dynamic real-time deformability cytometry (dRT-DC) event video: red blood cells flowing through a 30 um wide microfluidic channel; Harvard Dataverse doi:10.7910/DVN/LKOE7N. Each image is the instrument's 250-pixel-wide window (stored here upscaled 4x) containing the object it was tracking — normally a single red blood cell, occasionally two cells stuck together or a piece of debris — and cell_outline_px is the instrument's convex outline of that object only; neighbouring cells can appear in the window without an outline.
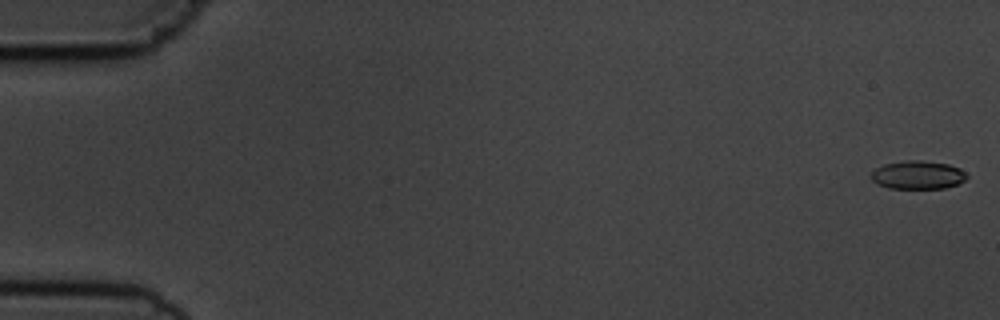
{"species": "common noctule bat (a hibernating species)", "species_latin": "Nyctalus noctula", "temperature_condition": "cold", "stored_images_in_passage": 9, "camera_frame_rate_fps": 3000, "um_per_image_px": 0.085, "animal": {"sex": "male", "body_mass_g": 19.5, "forearm_length_mm": 54.6}, "frame": {"image": 1, "passage_image": 1, "time_ms": 0.0, "image_size_px": [1000, 320], "cell_outline_px": [[968, 176], [964, 180], [956, 184], [944, 188], [888, 188], [876, 184], [872, 180], [872, 172], [876, 168], [884, 164], [908, 160], [920, 160], [948, 164], [960, 168]], "centroid_in_image_um": [78.0, 14.87], "position_along_channel_um": 7.0, "area_um2": 15.66}}
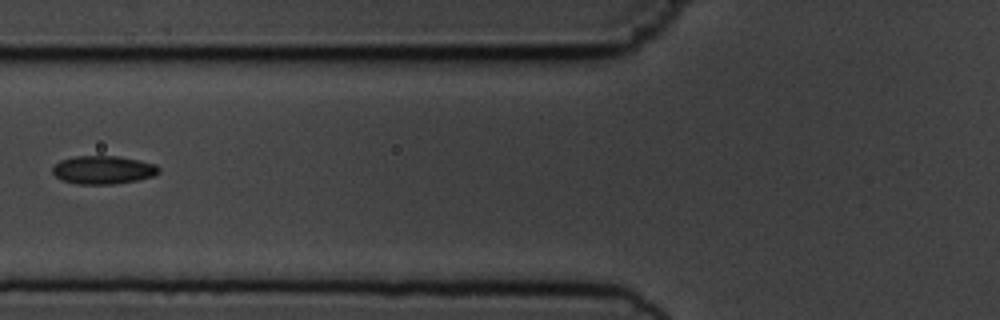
{"frame": {"image": 2, "passage_image": 7, "time_ms": 7.0, "image_size_px": [1000, 320], "cell_outline_px": [[160, 172], [152, 176], [136, 180], [116, 184], [76, 184], [60, 180], [52, 172], [52, 168], [60, 160], [76, 156], [116, 156], [156, 164], [160, 168]], "centroid_in_image_um": [8.74, 14.45], "position_along_channel_um": 117.1, "area_um2": 17.46}}
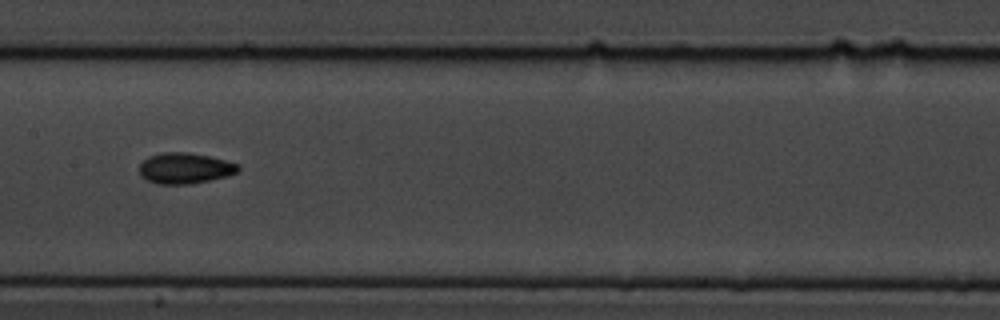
{"frame": {"image": 3, "passage_image": 9, "time_ms": 9.0, "image_size_px": [1000, 320], "cell_outline_px": [[240, 168], [236, 172], [228, 176], [188, 184], [160, 184], [148, 180], [140, 176], [140, 164], [148, 156], [164, 152], [188, 152], [208, 156], [240, 164]], "centroid_in_image_um": [15.71, 14.29], "position_along_channel_um": 191.7, "area_um2": 17.63}}